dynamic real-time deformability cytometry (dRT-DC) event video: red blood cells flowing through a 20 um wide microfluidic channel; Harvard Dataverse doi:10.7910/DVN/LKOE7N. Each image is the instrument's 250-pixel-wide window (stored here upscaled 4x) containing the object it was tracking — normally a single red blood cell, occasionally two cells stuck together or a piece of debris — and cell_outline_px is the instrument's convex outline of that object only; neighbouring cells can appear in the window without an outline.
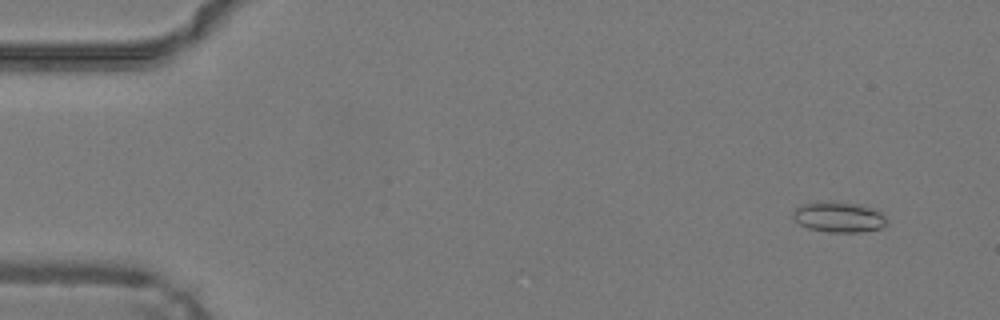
{"species": "common noctule bat (a hibernating species)", "species_latin": "Nyctalus noctula", "temperature_condition": "warm", "stored_images_in_passage": 48, "camera_frame_rate_fps": 3000, "um_per_image_px": 0.085, "animal": {"sex": "male", "body_mass_g": 19.2, "forearm_length_mm": 51.8}, "frame": {"image": 1, "passage_image": 3, "time_ms": 0.667, "image_size_px": [1000, 320], "cell_outline_px": [[888, 224], [880, 228], [860, 232], [828, 232], [808, 228], [800, 224], [792, 216], [792, 212], [800, 204], [816, 200], [860, 204], [876, 208], [888, 220]], "centroid_in_image_um": [71.29, 18.43], "position_along_channel_um": 13.7, "area_um2": 16.99}}
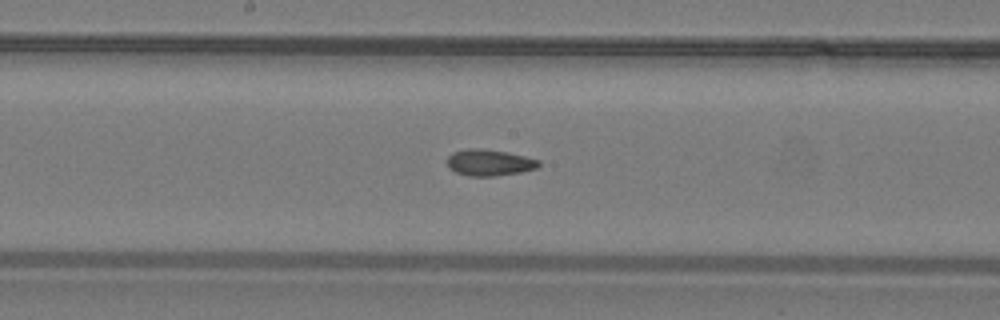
{"frame": {"image": 2, "passage_image": 25, "time_ms": 8.0, "image_size_px": [1000, 320], "cell_outline_px": [[540, 164], [536, 168], [520, 172], [492, 176], [468, 176], [456, 172], [448, 168], [448, 156], [452, 152], [468, 148], [480, 148], [508, 152], [540, 160]], "centroid_in_image_um": [41.57, 13.81], "position_along_channel_um": 206.6, "area_um2": 14.05}}
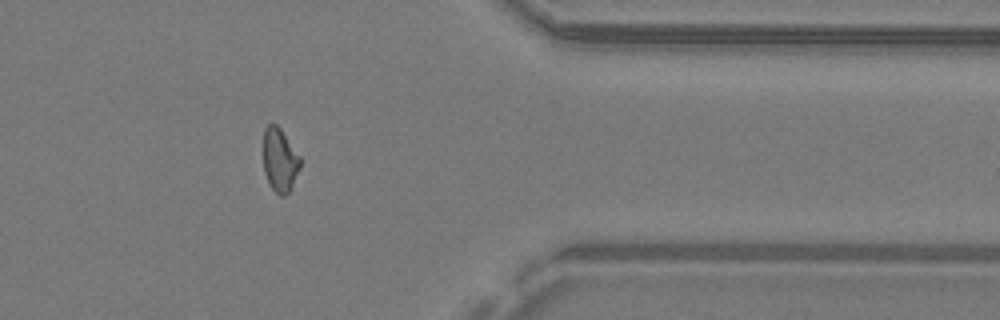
{"frame": {"image": 3, "passage_image": 39, "time_ms": 12.667, "image_size_px": [1000, 320], "cell_outline_px": [[300, 168], [288, 192], [284, 196], [280, 196], [268, 184], [264, 172], [264, 128], [268, 124], [276, 124], [280, 128], [300, 156]], "centroid_in_image_um": [23.77, 13.6], "position_along_channel_um": 387.6, "area_um2": 13.53}, "authors_computed_cell_mechanics": {"area_um2": 14.3633, "velocity_mm_per_s": 4.2734, "shape_relaxation_time_tau1_ms": null, "shape_relaxation_time_tau2_ms": 2.6161, "deformation_change_tau1": null, "deformation_change_tau2": 0.0891}}